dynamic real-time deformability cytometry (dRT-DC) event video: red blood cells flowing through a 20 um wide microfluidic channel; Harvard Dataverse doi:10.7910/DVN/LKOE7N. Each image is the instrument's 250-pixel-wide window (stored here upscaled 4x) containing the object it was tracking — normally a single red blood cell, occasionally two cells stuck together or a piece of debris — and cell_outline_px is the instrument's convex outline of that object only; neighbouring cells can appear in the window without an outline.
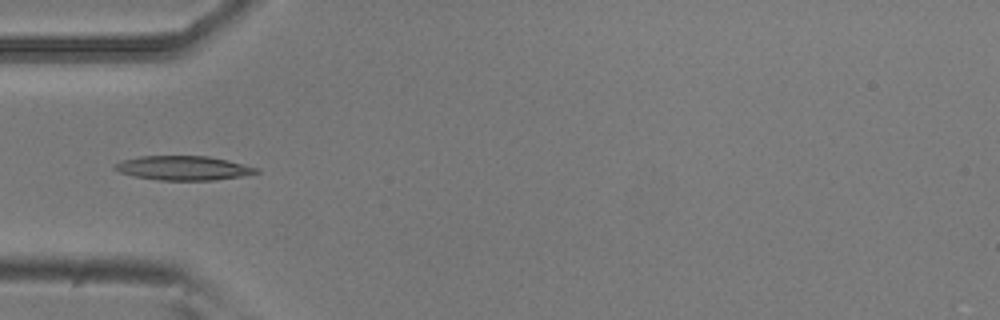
{"species": "common noctule bat (a hibernating species)", "species_latin": "Nyctalus noctula", "temperature_condition": "room temperature", "stored_images_in_passage": 7, "camera_frame_rate_fps": 3000, "um_per_image_px": 0.085, "animal": {"sex": "male", "body_mass_g": 20.5, "forearm_length_mm": 52.5}, "frame": {"image": 1, "passage_image": 4, "time_ms": 1.0, "image_size_px": [1000, 320], "cell_outline_px": [[260, 172], [240, 176], [212, 180], [160, 180], [136, 176], [120, 172], [112, 168], [116, 164], [124, 160], [140, 156], [208, 156], [228, 160], [260, 168]], "centroid_in_image_um": [15.62, 14.28], "position_along_channel_um": 69.4, "area_um2": 19.77}}
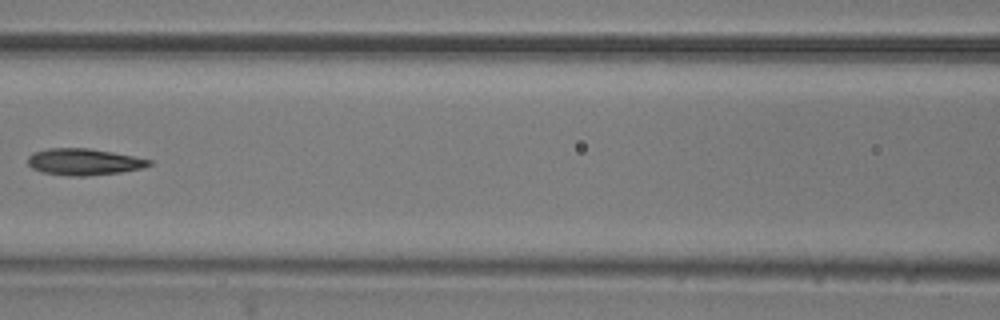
{"frame": {"image": 2, "passage_image": 6, "time_ms": 1.667, "image_size_px": [1000, 320], "cell_outline_px": [[152, 164], [144, 168], [120, 172], [88, 176], [68, 176], [40, 172], [32, 168], [28, 164], [28, 156], [32, 152], [48, 148], [88, 148], [112, 152], [152, 160]], "centroid_in_image_um": [7.1, 13.76], "position_along_channel_um": 159.5, "area_um2": 18.9}}
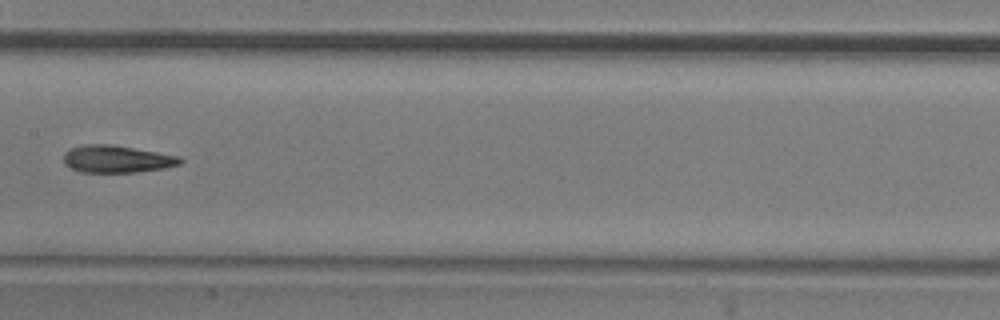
{"frame": {"image": 3, "passage_image": 7, "time_ms": 2.0, "image_size_px": [1000, 320], "cell_outline_px": [[184, 160], [180, 164], [164, 168], [136, 172], [80, 172], [64, 164], [64, 152], [72, 148], [84, 144], [112, 144], [180, 156]], "centroid_in_image_um": [9.94, 13.51], "position_along_channel_um": 197.5, "area_um2": 18.55}}